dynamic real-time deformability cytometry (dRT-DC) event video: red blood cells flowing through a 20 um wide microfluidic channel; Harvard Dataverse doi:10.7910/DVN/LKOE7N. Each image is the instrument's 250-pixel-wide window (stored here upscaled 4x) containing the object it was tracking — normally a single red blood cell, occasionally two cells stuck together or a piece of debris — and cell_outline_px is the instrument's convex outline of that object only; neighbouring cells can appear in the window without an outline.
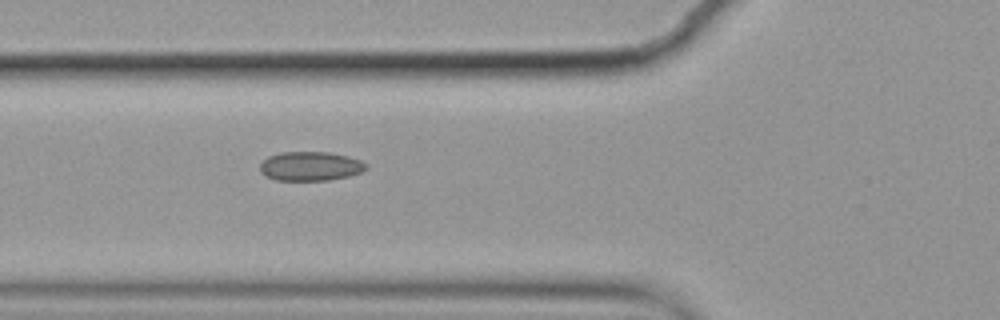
{"species": "common noctule bat (a hibernating species)", "species_latin": "Nyctalus noctula", "temperature_condition": "cold", "stored_images_in_passage": 6, "camera_frame_rate_fps": 3000, "um_per_image_px": 0.085, "animal": {"sex": "female", "body_mass_g": 19.9}, "frame": {"image": 1, "passage_image": 5, "time_ms": 1.333, "image_size_px": [1000, 320], "cell_outline_px": [[368, 168], [360, 172], [348, 176], [328, 180], [276, 180], [264, 176], [260, 172], [260, 164], [268, 156], [280, 152], [328, 152], [348, 156], [360, 160], [368, 164]], "centroid_in_image_um": [26.37, 14.12], "position_along_channel_um": 99.4, "area_um2": 18.09}}